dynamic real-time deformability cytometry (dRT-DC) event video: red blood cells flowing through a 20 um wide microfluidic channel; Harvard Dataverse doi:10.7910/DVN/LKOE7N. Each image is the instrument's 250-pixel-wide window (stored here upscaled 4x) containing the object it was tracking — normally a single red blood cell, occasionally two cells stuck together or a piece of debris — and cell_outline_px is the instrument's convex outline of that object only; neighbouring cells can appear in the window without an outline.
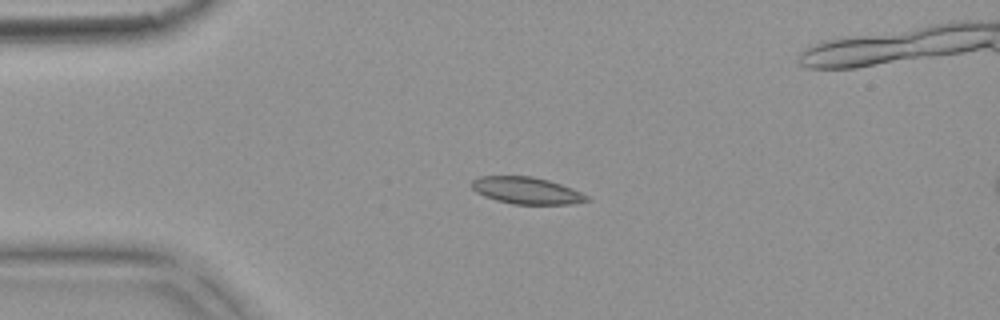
{"species": "common noctule bat (a hibernating species)", "species_latin": "Nyctalus noctula", "temperature_condition": "warm", "stored_images_in_passage": 3, "camera_frame_rate_fps": 3000, "um_per_image_px": 0.085, "animal": {"sex": "female", "body_mass_g": 18.4}, "frame": {"image": 1, "passage_image": 1, "time_ms": 0.0, "image_size_px": [1000, 320], "cell_outline_px": [[592, 200], [572, 204], [512, 204], [496, 200], [484, 196], [476, 192], [472, 188], [472, 180], [480, 176], [532, 176], [548, 180], [572, 188], [588, 196]], "centroid_in_image_um": [44.76, 16.2], "position_along_channel_um": 40.2, "area_um2": 18.03}}